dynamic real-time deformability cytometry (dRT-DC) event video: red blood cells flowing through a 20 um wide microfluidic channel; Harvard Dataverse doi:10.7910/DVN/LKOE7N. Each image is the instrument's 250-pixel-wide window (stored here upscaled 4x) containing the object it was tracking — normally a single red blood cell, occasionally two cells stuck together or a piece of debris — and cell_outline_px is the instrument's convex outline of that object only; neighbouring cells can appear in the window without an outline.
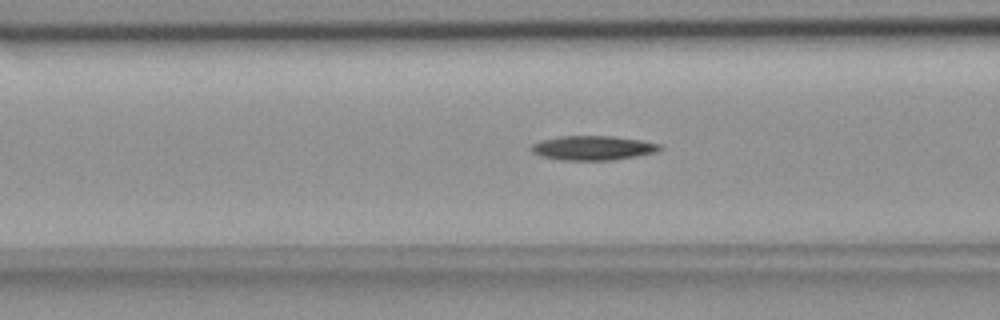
{"species": "common noctule bat (a hibernating species)", "species_latin": "Nyctalus noctula", "temperature_condition": "room temperature", "stored_images_in_passage": 55, "camera_frame_rate_fps": 3000, "um_per_image_px": 0.085, "animal": {"sex": "female", "body_mass_g": 18.4}, "frame": {"image": 1, "passage_image": 21, "time_ms": 6.667, "image_size_px": [1000, 320], "cell_outline_px": [[664, 148], [656, 152], [636, 156], [612, 160], [560, 160], [540, 156], [532, 152], [532, 144], [540, 140], [560, 136], [612, 136], [640, 140], [660, 144]], "centroid_in_image_um": [50.39, 12.57], "position_along_channel_um": 116.2, "area_um2": 18.26}}
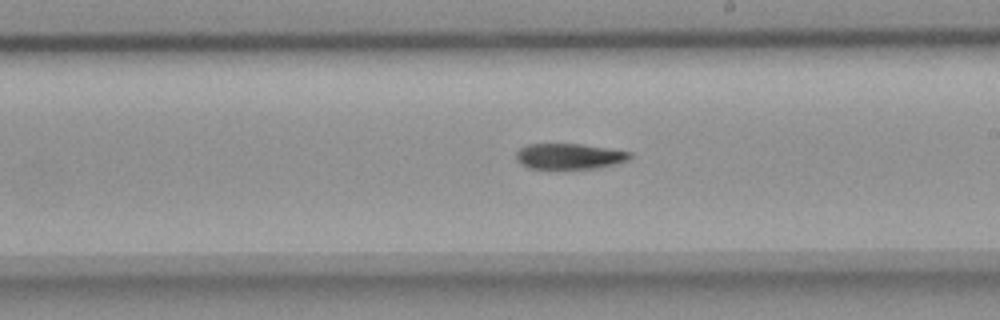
{"frame": {"image": 2, "passage_image": 31, "time_ms": 10.0, "image_size_px": [1000, 320], "cell_outline_px": [[632, 156], [628, 160], [596, 168], [528, 168], [520, 164], [516, 160], [516, 152], [520, 148], [528, 144], [580, 144], [632, 152]], "centroid_in_image_um": [48.36, 13.28], "position_along_channel_um": 240.6, "area_um2": 16.82}}
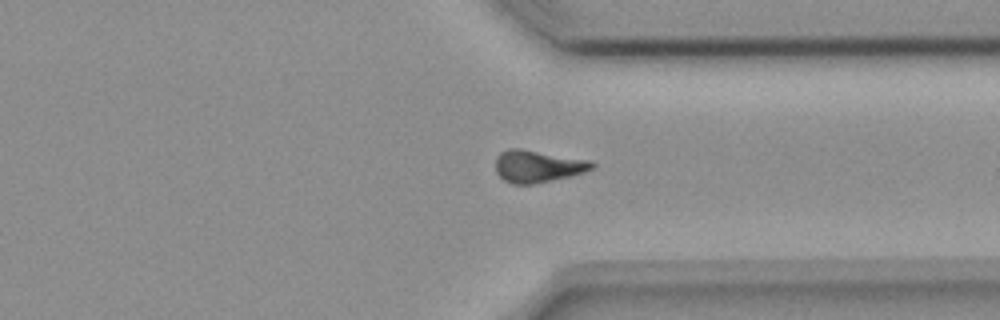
{"frame": {"image": 3, "passage_image": 41, "time_ms": 13.333, "image_size_px": [1000, 320], "cell_outline_px": [[596, 164], [592, 168], [584, 172], [568, 176], [532, 184], [512, 184], [504, 180], [496, 172], [496, 156], [500, 152], [508, 148], [520, 148], [588, 160]], "centroid_in_image_um": [45.65, 14.12], "position_along_channel_um": 365.8, "area_um2": 17.86}, "authors_computed_cell_mechanics": {"area_um2": 17.8602, "velocity_mm_per_s": 3.739, "shape_relaxation_time_tau1_ms": 10.3929, "shape_relaxation_time_tau2_ms": null, "deformation_change_tau1": 0.2425, "deformation_change_tau2": null}}